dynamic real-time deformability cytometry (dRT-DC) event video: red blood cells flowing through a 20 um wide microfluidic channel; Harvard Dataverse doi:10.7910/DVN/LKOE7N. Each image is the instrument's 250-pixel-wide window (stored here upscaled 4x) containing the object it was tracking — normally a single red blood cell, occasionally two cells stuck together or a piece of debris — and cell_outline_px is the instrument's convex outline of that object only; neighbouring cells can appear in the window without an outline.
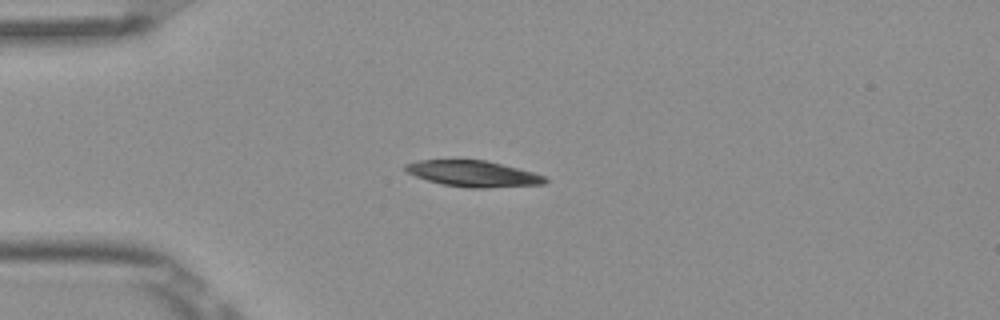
{"species": "Egyptian fruit bat (a non-hibernating species)", "species_latin": "Rousettus aegyptiacus", "temperature_condition": "room temperature", "stored_images_in_passage": 3, "camera_frame_rate_fps": 3000, "um_per_image_px": 0.085, "frame": {"image": 1, "passage_image": 1, "time_ms": 0.0, "image_size_px": [1000, 320], "cell_outline_px": [[548, 180], [544, 184], [484, 188], [468, 188], [440, 184], [416, 176], [408, 172], [404, 168], [404, 164], [420, 160], [484, 160], [532, 172], [544, 176]], "centroid_in_image_um": [40.2, 14.77], "position_along_channel_um": 44.8, "area_um2": 20.92}}
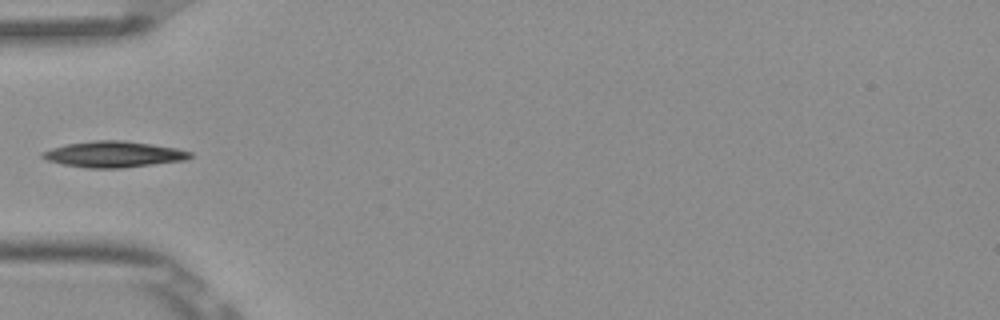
{"frame": {"image": 2, "passage_image": 2, "time_ms": 0.333, "image_size_px": [1000, 320], "cell_outline_px": [[192, 156], [184, 160], [120, 168], [88, 168], [64, 164], [48, 160], [40, 156], [40, 152], [52, 148], [68, 144], [92, 140], [124, 140], [152, 144], [176, 148], [192, 152]], "centroid_in_image_um": [9.65, 13.1], "position_along_channel_um": 75.4, "area_um2": 22.2}}
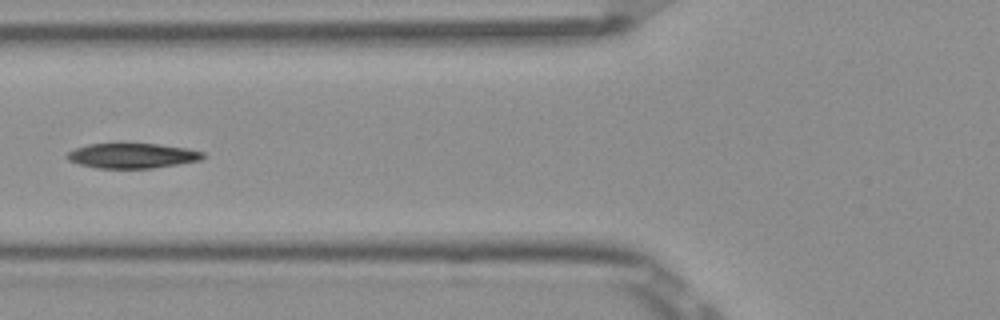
{"frame": {"image": 3, "passage_image": 3, "time_ms": 0.667, "image_size_px": [1000, 320], "cell_outline_px": [[204, 156], [200, 160], [152, 168], [96, 168], [80, 164], [68, 160], [64, 156], [68, 152], [76, 148], [88, 144], [156, 144], [188, 148], [204, 152]], "centroid_in_image_um": [11.22, 13.23], "position_along_channel_um": 114.6, "area_um2": 19.59}}